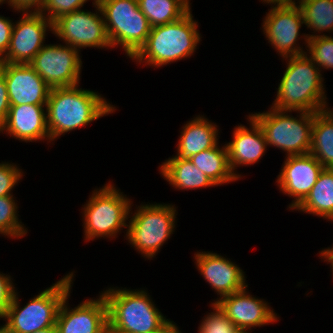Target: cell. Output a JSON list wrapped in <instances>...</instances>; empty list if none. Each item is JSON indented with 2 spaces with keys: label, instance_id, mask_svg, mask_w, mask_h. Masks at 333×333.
<instances>
[{
  "label": "cell",
  "instance_id": "4",
  "mask_svg": "<svg viewBox=\"0 0 333 333\" xmlns=\"http://www.w3.org/2000/svg\"><path fill=\"white\" fill-rule=\"evenodd\" d=\"M132 203L113 180L94 188L81 208L83 241L115 240L124 229L125 238Z\"/></svg>",
  "mask_w": 333,
  "mask_h": 333
},
{
  "label": "cell",
  "instance_id": "18",
  "mask_svg": "<svg viewBox=\"0 0 333 333\" xmlns=\"http://www.w3.org/2000/svg\"><path fill=\"white\" fill-rule=\"evenodd\" d=\"M10 106L46 105L51 88L30 64L0 62Z\"/></svg>",
  "mask_w": 333,
  "mask_h": 333
},
{
  "label": "cell",
  "instance_id": "31",
  "mask_svg": "<svg viewBox=\"0 0 333 333\" xmlns=\"http://www.w3.org/2000/svg\"><path fill=\"white\" fill-rule=\"evenodd\" d=\"M25 176L23 168L12 161L0 162V197L15 196L13 190L18 186Z\"/></svg>",
  "mask_w": 333,
  "mask_h": 333
},
{
  "label": "cell",
  "instance_id": "26",
  "mask_svg": "<svg viewBox=\"0 0 333 333\" xmlns=\"http://www.w3.org/2000/svg\"><path fill=\"white\" fill-rule=\"evenodd\" d=\"M298 6L310 30L309 39L333 34V0H301Z\"/></svg>",
  "mask_w": 333,
  "mask_h": 333
},
{
  "label": "cell",
  "instance_id": "38",
  "mask_svg": "<svg viewBox=\"0 0 333 333\" xmlns=\"http://www.w3.org/2000/svg\"><path fill=\"white\" fill-rule=\"evenodd\" d=\"M154 333H184L170 318L167 319Z\"/></svg>",
  "mask_w": 333,
  "mask_h": 333
},
{
  "label": "cell",
  "instance_id": "5",
  "mask_svg": "<svg viewBox=\"0 0 333 333\" xmlns=\"http://www.w3.org/2000/svg\"><path fill=\"white\" fill-rule=\"evenodd\" d=\"M101 293L107 302L111 333H154L167 320L147 288L107 286Z\"/></svg>",
  "mask_w": 333,
  "mask_h": 333
},
{
  "label": "cell",
  "instance_id": "22",
  "mask_svg": "<svg viewBox=\"0 0 333 333\" xmlns=\"http://www.w3.org/2000/svg\"><path fill=\"white\" fill-rule=\"evenodd\" d=\"M158 166L160 176L177 191L217 187L189 159L172 155Z\"/></svg>",
  "mask_w": 333,
  "mask_h": 333
},
{
  "label": "cell",
  "instance_id": "24",
  "mask_svg": "<svg viewBox=\"0 0 333 333\" xmlns=\"http://www.w3.org/2000/svg\"><path fill=\"white\" fill-rule=\"evenodd\" d=\"M294 211L326 222L333 218V168H323L308 196Z\"/></svg>",
  "mask_w": 333,
  "mask_h": 333
},
{
  "label": "cell",
  "instance_id": "9",
  "mask_svg": "<svg viewBox=\"0 0 333 333\" xmlns=\"http://www.w3.org/2000/svg\"><path fill=\"white\" fill-rule=\"evenodd\" d=\"M112 49L120 48L131 59L150 33L146 16L137 0H97Z\"/></svg>",
  "mask_w": 333,
  "mask_h": 333
},
{
  "label": "cell",
  "instance_id": "2",
  "mask_svg": "<svg viewBox=\"0 0 333 333\" xmlns=\"http://www.w3.org/2000/svg\"><path fill=\"white\" fill-rule=\"evenodd\" d=\"M286 69L279 79L272 108L281 111L319 112L329 106L324 76L306 55L281 59Z\"/></svg>",
  "mask_w": 333,
  "mask_h": 333
},
{
  "label": "cell",
  "instance_id": "14",
  "mask_svg": "<svg viewBox=\"0 0 333 333\" xmlns=\"http://www.w3.org/2000/svg\"><path fill=\"white\" fill-rule=\"evenodd\" d=\"M284 158L275 185L280 193L292 198L287 210L293 212L308 196L324 167L311 153Z\"/></svg>",
  "mask_w": 333,
  "mask_h": 333
},
{
  "label": "cell",
  "instance_id": "39",
  "mask_svg": "<svg viewBox=\"0 0 333 333\" xmlns=\"http://www.w3.org/2000/svg\"><path fill=\"white\" fill-rule=\"evenodd\" d=\"M301 0H259L264 5L271 6H293L298 5Z\"/></svg>",
  "mask_w": 333,
  "mask_h": 333
},
{
  "label": "cell",
  "instance_id": "10",
  "mask_svg": "<svg viewBox=\"0 0 333 333\" xmlns=\"http://www.w3.org/2000/svg\"><path fill=\"white\" fill-rule=\"evenodd\" d=\"M267 11L260 30L279 59L306 54L309 38L301 33L305 22L299 6H271Z\"/></svg>",
  "mask_w": 333,
  "mask_h": 333
},
{
  "label": "cell",
  "instance_id": "42",
  "mask_svg": "<svg viewBox=\"0 0 333 333\" xmlns=\"http://www.w3.org/2000/svg\"><path fill=\"white\" fill-rule=\"evenodd\" d=\"M0 333H9L4 324H0Z\"/></svg>",
  "mask_w": 333,
  "mask_h": 333
},
{
  "label": "cell",
  "instance_id": "19",
  "mask_svg": "<svg viewBox=\"0 0 333 333\" xmlns=\"http://www.w3.org/2000/svg\"><path fill=\"white\" fill-rule=\"evenodd\" d=\"M245 116L249 126L241 123L234 126L232 140L224 142L228 150L230 169L239 180L243 179L245 175L237 171L238 168L261 162L260 160L268 150L267 142L259 124L249 114Z\"/></svg>",
  "mask_w": 333,
  "mask_h": 333
},
{
  "label": "cell",
  "instance_id": "20",
  "mask_svg": "<svg viewBox=\"0 0 333 333\" xmlns=\"http://www.w3.org/2000/svg\"><path fill=\"white\" fill-rule=\"evenodd\" d=\"M0 133L20 142H43L54 145L47 127L46 105L23 104L10 106ZM0 134V135H1Z\"/></svg>",
  "mask_w": 333,
  "mask_h": 333
},
{
  "label": "cell",
  "instance_id": "37",
  "mask_svg": "<svg viewBox=\"0 0 333 333\" xmlns=\"http://www.w3.org/2000/svg\"><path fill=\"white\" fill-rule=\"evenodd\" d=\"M330 223H333V218L328 220ZM319 259L321 258V262H325L330 265V272L332 273L333 278V243L331 247L323 248L317 253Z\"/></svg>",
  "mask_w": 333,
  "mask_h": 333
},
{
  "label": "cell",
  "instance_id": "13",
  "mask_svg": "<svg viewBox=\"0 0 333 333\" xmlns=\"http://www.w3.org/2000/svg\"><path fill=\"white\" fill-rule=\"evenodd\" d=\"M20 14L13 24L8 51L0 62L29 64L46 45L47 34H53V23L42 13Z\"/></svg>",
  "mask_w": 333,
  "mask_h": 333
},
{
  "label": "cell",
  "instance_id": "17",
  "mask_svg": "<svg viewBox=\"0 0 333 333\" xmlns=\"http://www.w3.org/2000/svg\"><path fill=\"white\" fill-rule=\"evenodd\" d=\"M68 294L60 305L56 320L58 333H105L108 330V306L101 292L71 307Z\"/></svg>",
  "mask_w": 333,
  "mask_h": 333
},
{
  "label": "cell",
  "instance_id": "35",
  "mask_svg": "<svg viewBox=\"0 0 333 333\" xmlns=\"http://www.w3.org/2000/svg\"><path fill=\"white\" fill-rule=\"evenodd\" d=\"M3 6L2 3H0ZM14 19L0 15V60L6 55L11 39Z\"/></svg>",
  "mask_w": 333,
  "mask_h": 333
},
{
  "label": "cell",
  "instance_id": "11",
  "mask_svg": "<svg viewBox=\"0 0 333 333\" xmlns=\"http://www.w3.org/2000/svg\"><path fill=\"white\" fill-rule=\"evenodd\" d=\"M92 7H94L92 11L79 9L53 22V35L60 40L58 42L73 46L80 52L86 48L112 51L97 1L92 3Z\"/></svg>",
  "mask_w": 333,
  "mask_h": 333
},
{
  "label": "cell",
  "instance_id": "34",
  "mask_svg": "<svg viewBox=\"0 0 333 333\" xmlns=\"http://www.w3.org/2000/svg\"><path fill=\"white\" fill-rule=\"evenodd\" d=\"M46 0H5L2 4L12 9L16 14L27 12H40ZM14 10V11H13Z\"/></svg>",
  "mask_w": 333,
  "mask_h": 333
},
{
  "label": "cell",
  "instance_id": "33",
  "mask_svg": "<svg viewBox=\"0 0 333 333\" xmlns=\"http://www.w3.org/2000/svg\"><path fill=\"white\" fill-rule=\"evenodd\" d=\"M13 279L9 273L0 272V320L5 316L17 290Z\"/></svg>",
  "mask_w": 333,
  "mask_h": 333
},
{
  "label": "cell",
  "instance_id": "43",
  "mask_svg": "<svg viewBox=\"0 0 333 333\" xmlns=\"http://www.w3.org/2000/svg\"><path fill=\"white\" fill-rule=\"evenodd\" d=\"M237 333H251L250 331L239 330Z\"/></svg>",
  "mask_w": 333,
  "mask_h": 333
},
{
  "label": "cell",
  "instance_id": "23",
  "mask_svg": "<svg viewBox=\"0 0 333 333\" xmlns=\"http://www.w3.org/2000/svg\"><path fill=\"white\" fill-rule=\"evenodd\" d=\"M220 144L189 158L217 187L239 181L230 169L226 144Z\"/></svg>",
  "mask_w": 333,
  "mask_h": 333
},
{
  "label": "cell",
  "instance_id": "40",
  "mask_svg": "<svg viewBox=\"0 0 333 333\" xmlns=\"http://www.w3.org/2000/svg\"><path fill=\"white\" fill-rule=\"evenodd\" d=\"M32 333H58V332H57V328H56V325H55L53 327L44 328V329H41V330H36L35 332H32Z\"/></svg>",
  "mask_w": 333,
  "mask_h": 333
},
{
  "label": "cell",
  "instance_id": "41",
  "mask_svg": "<svg viewBox=\"0 0 333 333\" xmlns=\"http://www.w3.org/2000/svg\"><path fill=\"white\" fill-rule=\"evenodd\" d=\"M188 11H193L191 9V0H178Z\"/></svg>",
  "mask_w": 333,
  "mask_h": 333
},
{
  "label": "cell",
  "instance_id": "1",
  "mask_svg": "<svg viewBox=\"0 0 333 333\" xmlns=\"http://www.w3.org/2000/svg\"><path fill=\"white\" fill-rule=\"evenodd\" d=\"M80 85L50 90L46 115L52 143L67 133L82 129L117 111V106L105 96L95 90L80 88Z\"/></svg>",
  "mask_w": 333,
  "mask_h": 333
},
{
  "label": "cell",
  "instance_id": "27",
  "mask_svg": "<svg viewBox=\"0 0 333 333\" xmlns=\"http://www.w3.org/2000/svg\"><path fill=\"white\" fill-rule=\"evenodd\" d=\"M137 1L151 28L175 22L188 12L178 0Z\"/></svg>",
  "mask_w": 333,
  "mask_h": 333
},
{
  "label": "cell",
  "instance_id": "8",
  "mask_svg": "<svg viewBox=\"0 0 333 333\" xmlns=\"http://www.w3.org/2000/svg\"><path fill=\"white\" fill-rule=\"evenodd\" d=\"M281 111L271 106L266 111L250 112L259 124L269 147L278 148L286 156L310 153L313 112Z\"/></svg>",
  "mask_w": 333,
  "mask_h": 333
},
{
  "label": "cell",
  "instance_id": "16",
  "mask_svg": "<svg viewBox=\"0 0 333 333\" xmlns=\"http://www.w3.org/2000/svg\"><path fill=\"white\" fill-rule=\"evenodd\" d=\"M248 285L237 292L220 298L215 304L232 320L239 330L253 331L281 320L267 300L253 296Z\"/></svg>",
  "mask_w": 333,
  "mask_h": 333
},
{
  "label": "cell",
  "instance_id": "12",
  "mask_svg": "<svg viewBox=\"0 0 333 333\" xmlns=\"http://www.w3.org/2000/svg\"><path fill=\"white\" fill-rule=\"evenodd\" d=\"M81 52L65 43L46 44L29 63L51 88L81 84Z\"/></svg>",
  "mask_w": 333,
  "mask_h": 333
},
{
  "label": "cell",
  "instance_id": "30",
  "mask_svg": "<svg viewBox=\"0 0 333 333\" xmlns=\"http://www.w3.org/2000/svg\"><path fill=\"white\" fill-rule=\"evenodd\" d=\"M209 308L212 310L202 317L197 333H237L239 331L215 303L209 304Z\"/></svg>",
  "mask_w": 333,
  "mask_h": 333
},
{
  "label": "cell",
  "instance_id": "6",
  "mask_svg": "<svg viewBox=\"0 0 333 333\" xmlns=\"http://www.w3.org/2000/svg\"><path fill=\"white\" fill-rule=\"evenodd\" d=\"M75 273L76 271L72 270L63 275L50 287L48 286L31 297L26 305L21 302L17 288L12 302L2 318L8 332L32 333L55 326L61 303L73 291Z\"/></svg>",
  "mask_w": 333,
  "mask_h": 333
},
{
  "label": "cell",
  "instance_id": "32",
  "mask_svg": "<svg viewBox=\"0 0 333 333\" xmlns=\"http://www.w3.org/2000/svg\"><path fill=\"white\" fill-rule=\"evenodd\" d=\"M97 0H46L40 11L52 23L59 17L85 7V3Z\"/></svg>",
  "mask_w": 333,
  "mask_h": 333
},
{
  "label": "cell",
  "instance_id": "25",
  "mask_svg": "<svg viewBox=\"0 0 333 333\" xmlns=\"http://www.w3.org/2000/svg\"><path fill=\"white\" fill-rule=\"evenodd\" d=\"M310 153L324 168H333V108L314 113Z\"/></svg>",
  "mask_w": 333,
  "mask_h": 333
},
{
  "label": "cell",
  "instance_id": "36",
  "mask_svg": "<svg viewBox=\"0 0 333 333\" xmlns=\"http://www.w3.org/2000/svg\"><path fill=\"white\" fill-rule=\"evenodd\" d=\"M9 109L10 102L8 98L6 81L4 76L0 73V127L5 122Z\"/></svg>",
  "mask_w": 333,
  "mask_h": 333
},
{
  "label": "cell",
  "instance_id": "15",
  "mask_svg": "<svg viewBox=\"0 0 333 333\" xmlns=\"http://www.w3.org/2000/svg\"><path fill=\"white\" fill-rule=\"evenodd\" d=\"M193 255L198 273L210 285L212 291L217 294V298L209 301V303H215L220 298L250 285L246 280V272L225 254L197 250Z\"/></svg>",
  "mask_w": 333,
  "mask_h": 333
},
{
  "label": "cell",
  "instance_id": "21",
  "mask_svg": "<svg viewBox=\"0 0 333 333\" xmlns=\"http://www.w3.org/2000/svg\"><path fill=\"white\" fill-rule=\"evenodd\" d=\"M206 116L196 115L182 125L174 156L189 159L201 151L213 148L219 142V125Z\"/></svg>",
  "mask_w": 333,
  "mask_h": 333
},
{
  "label": "cell",
  "instance_id": "28",
  "mask_svg": "<svg viewBox=\"0 0 333 333\" xmlns=\"http://www.w3.org/2000/svg\"><path fill=\"white\" fill-rule=\"evenodd\" d=\"M18 200L15 196L0 197V237L14 241L28 236V227L19 218Z\"/></svg>",
  "mask_w": 333,
  "mask_h": 333
},
{
  "label": "cell",
  "instance_id": "3",
  "mask_svg": "<svg viewBox=\"0 0 333 333\" xmlns=\"http://www.w3.org/2000/svg\"><path fill=\"white\" fill-rule=\"evenodd\" d=\"M199 27L192 11L175 22L152 27L145 44L131 58L132 62L155 70L191 58L203 38Z\"/></svg>",
  "mask_w": 333,
  "mask_h": 333
},
{
  "label": "cell",
  "instance_id": "7",
  "mask_svg": "<svg viewBox=\"0 0 333 333\" xmlns=\"http://www.w3.org/2000/svg\"><path fill=\"white\" fill-rule=\"evenodd\" d=\"M177 208L173 203L156 201L141 202L140 205L132 203L125 237L127 245L147 261L156 258L172 234H175Z\"/></svg>",
  "mask_w": 333,
  "mask_h": 333
},
{
  "label": "cell",
  "instance_id": "29",
  "mask_svg": "<svg viewBox=\"0 0 333 333\" xmlns=\"http://www.w3.org/2000/svg\"><path fill=\"white\" fill-rule=\"evenodd\" d=\"M306 55L320 68L321 73L333 69V36L310 38Z\"/></svg>",
  "mask_w": 333,
  "mask_h": 333
}]
</instances>
